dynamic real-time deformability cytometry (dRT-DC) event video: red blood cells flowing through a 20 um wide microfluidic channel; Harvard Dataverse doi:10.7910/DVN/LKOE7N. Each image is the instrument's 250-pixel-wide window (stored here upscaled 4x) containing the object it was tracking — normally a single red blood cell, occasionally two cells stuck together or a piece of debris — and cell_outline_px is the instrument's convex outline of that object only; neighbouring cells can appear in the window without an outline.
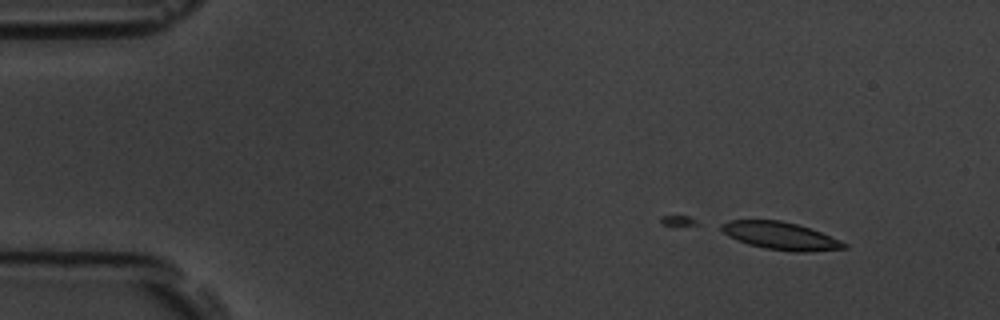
{"species": "common noctule bat (a hibernating species)", "species_latin": "Nyctalus noctula", "temperature_condition": "room temperature", "stored_images_in_passage": 5, "camera_frame_rate_fps": 3000, "um_per_image_px": 0.085, "animal": {"sex": "male", "body_mass_g": 19.5, "forearm_length_mm": 54.6}, "frame": {"image": 1, "passage_image": 1, "time_ms": 0.0, "image_size_px": [1000, 320], "cell_outline_px": [[848, 248], [808, 252], [796, 252], [764, 248], [748, 244], [736, 240], [728, 236], [720, 228], [720, 224], [728, 220], [780, 220], [796, 224], [820, 232], [840, 240], [848, 244]], "centroid_in_image_um": [66.33, 20.05], "position_along_channel_um": 18.7, "area_um2": 19.71}}
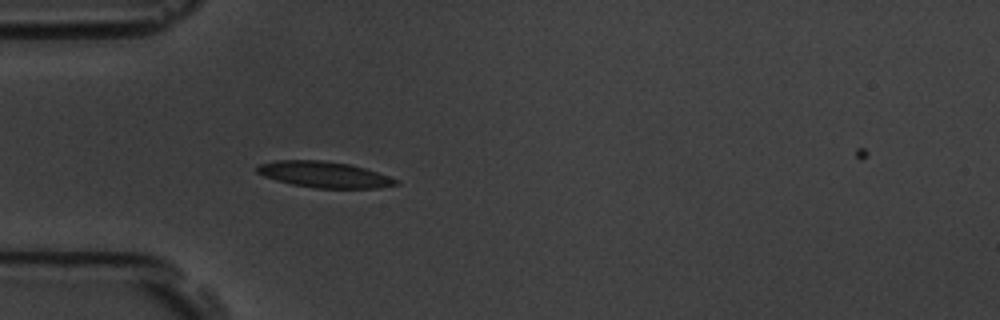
{"frame": {"image": 2, "passage_image": 4, "time_ms": 3.667, "image_size_px": [1000, 320], "cell_outline_px": [[400, 184], [380, 188], [316, 188], [292, 184], [276, 180], [264, 176], [256, 172], [256, 168], [260, 164], [276, 160], [324, 160], [348, 164], [364, 168], [400, 180]], "centroid_in_image_um": [27.57, 14.84], "position_along_channel_um": 57.4, "area_um2": 21.04}}